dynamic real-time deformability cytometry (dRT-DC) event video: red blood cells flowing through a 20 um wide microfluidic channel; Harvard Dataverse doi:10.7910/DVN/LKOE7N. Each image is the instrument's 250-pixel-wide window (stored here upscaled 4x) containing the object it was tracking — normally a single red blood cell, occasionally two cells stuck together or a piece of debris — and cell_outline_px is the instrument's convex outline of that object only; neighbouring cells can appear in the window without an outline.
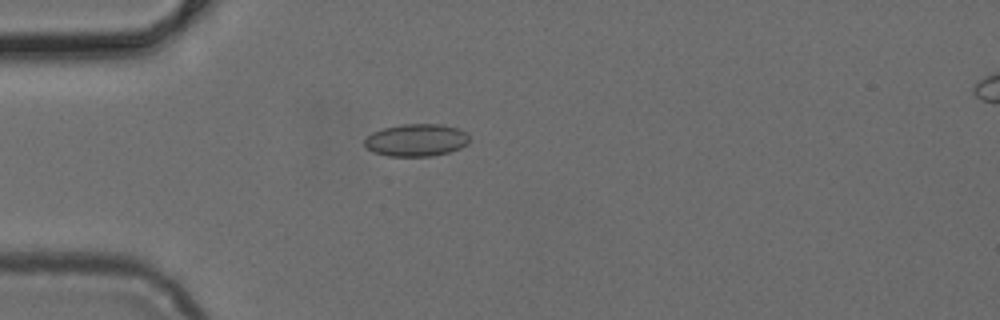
{"species": "common noctule bat (a hibernating species)", "species_latin": "Nyctalus noctula", "temperature_condition": "cold", "stored_images_in_passage": 50, "camera_frame_rate_fps": 3000, "um_per_image_px": 0.085, "animal": {"sex": "female", "body_mass_g": 24.6, "forearm_length_mm": 56.2}, "frame": {"image": 1, "passage_image": 14, "time_ms": 4.333, "image_size_px": [1000, 320], "cell_outline_px": [[468, 144], [460, 148], [448, 152], [432, 156], [388, 156], [372, 152], [364, 144], [364, 140], [372, 132], [384, 128], [400, 124], [440, 124], [460, 128], [468, 136]], "centroid_in_image_um": [35.38, 11.91], "position_along_channel_um": 49.6, "area_um2": 19.83}}
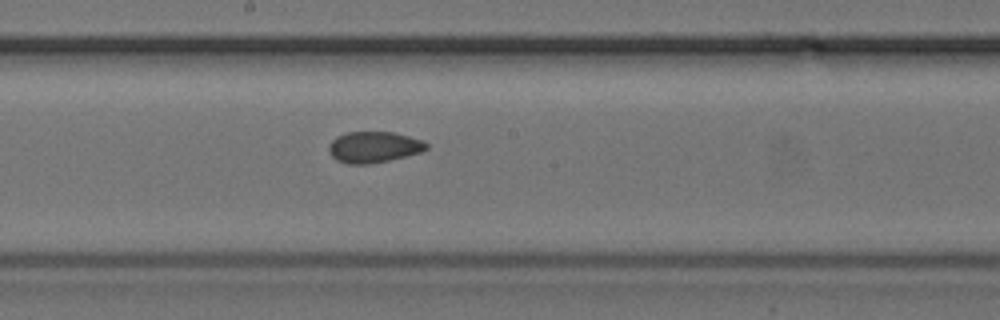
{"frame": {"image": 2, "passage_image": 27, "time_ms": 8.667, "image_size_px": [1000, 320], "cell_outline_px": [[428, 148], [420, 152], [388, 160], [368, 164], [348, 164], [336, 160], [328, 152], [328, 144], [336, 136], [348, 132], [392, 132], [408, 136], [420, 140], [428, 144]], "centroid_in_image_um": [31.71, 12.5], "position_along_channel_um": 216.5, "area_um2": 17.57}}
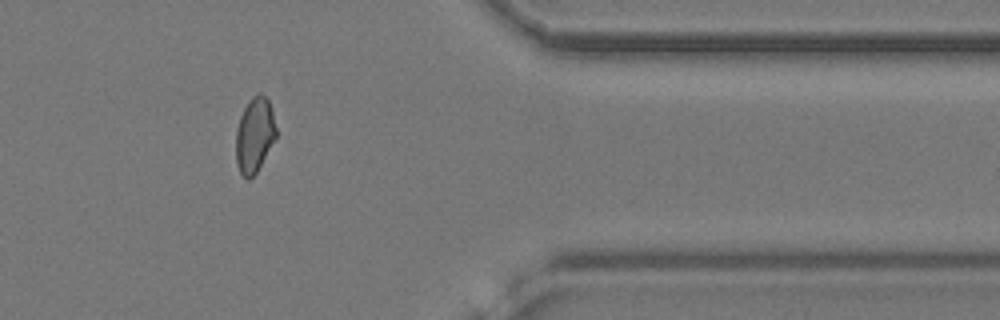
{"frame": {"image": 3, "passage_image": 41, "time_ms": 13.333, "image_size_px": [1000, 320], "cell_outline_px": [[276, 136], [256, 172], [248, 180], [240, 172], [236, 160], [236, 128], [240, 116], [248, 100], [256, 92], [260, 92], [268, 100], [272, 112], [276, 128]], "centroid_in_image_um": [21.62, 11.43], "position_along_channel_um": 389.8, "area_um2": 17.34}}